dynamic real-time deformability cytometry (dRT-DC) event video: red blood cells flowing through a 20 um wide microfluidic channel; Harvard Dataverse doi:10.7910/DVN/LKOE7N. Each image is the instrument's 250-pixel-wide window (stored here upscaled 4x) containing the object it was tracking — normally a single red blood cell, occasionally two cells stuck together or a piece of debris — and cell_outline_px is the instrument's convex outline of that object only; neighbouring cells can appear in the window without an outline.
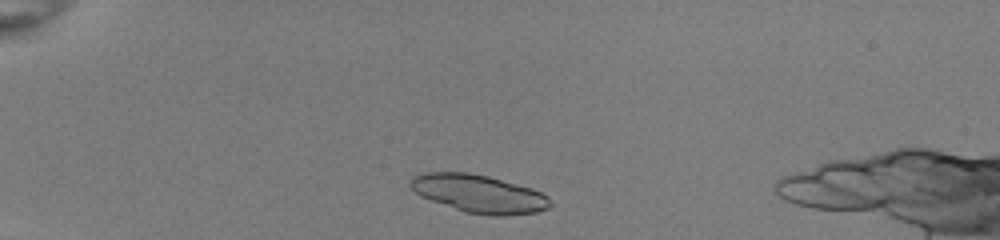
{"species": "common noctule bat (a hibernating species)", "species_latin": "Nyctalus noctula", "temperature_condition": "room temperature", "stored_images_in_passage": 40, "camera_frame_rate_fps": 3000, "um_per_image_px": 0.085, "animal": {"sex": "female", "body_mass_g": 22.0, "forearm_length_mm": 56.7}, "frame": {"image": 1, "passage_image": 3, "time_ms": 0.667, "image_size_px": [1000, 240], "cell_outline_px": [[552, 204], [548, 208], [536, 212], [504, 216], [488, 216], [464, 212], [420, 196], [408, 184], [412, 176], [424, 172], [468, 172], [488, 176], [532, 188], [548, 196]], "centroid_in_image_um": [40.7, 16.46], "position_along_channel_um": 44.3, "area_um2": 31.1}}